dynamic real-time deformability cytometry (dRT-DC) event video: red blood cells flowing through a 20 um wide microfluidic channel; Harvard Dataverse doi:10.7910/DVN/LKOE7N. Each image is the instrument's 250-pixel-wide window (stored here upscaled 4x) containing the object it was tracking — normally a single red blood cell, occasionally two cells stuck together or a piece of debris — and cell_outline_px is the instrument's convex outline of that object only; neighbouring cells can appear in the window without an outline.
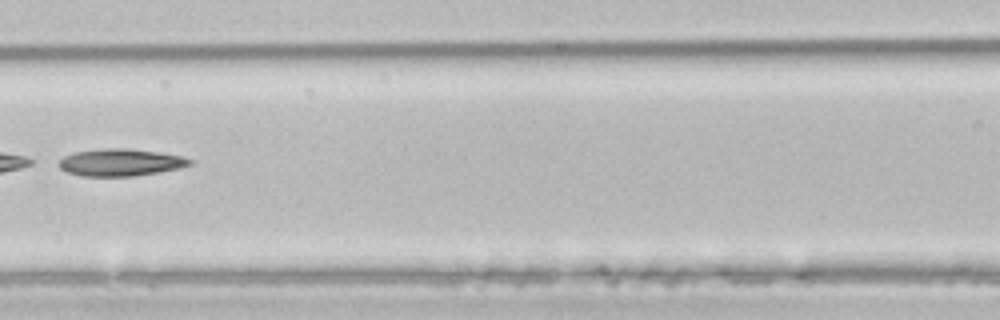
{"species": "common noctule bat (a hibernating species)", "species_latin": "Nyctalus noctula", "temperature_condition": "room temperature", "stored_images_in_passage": 5, "camera_frame_rate_fps": 3000, "um_per_image_px": 0.085, "animal": {"sex": "male", "body_mass_g": 21.5, "forearm_length_mm": 52.0}, "frame": {"image": 1, "passage_image": 5, "time_ms": 1.333, "image_size_px": [1000, 320], "cell_outline_px": [[192, 164], [180, 168], [160, 172], [132, 176], [80, 176], [68, 172], [60, 168], [56, 164], [64, 156], [72, 152], [104, 148], [128, 148], [156, 152], [180, 156], [192, 160]], "centroid_in_image_um": [10.2, 13.8], "position_along_channel_um": 156.4, "area_um2": 20.75}}